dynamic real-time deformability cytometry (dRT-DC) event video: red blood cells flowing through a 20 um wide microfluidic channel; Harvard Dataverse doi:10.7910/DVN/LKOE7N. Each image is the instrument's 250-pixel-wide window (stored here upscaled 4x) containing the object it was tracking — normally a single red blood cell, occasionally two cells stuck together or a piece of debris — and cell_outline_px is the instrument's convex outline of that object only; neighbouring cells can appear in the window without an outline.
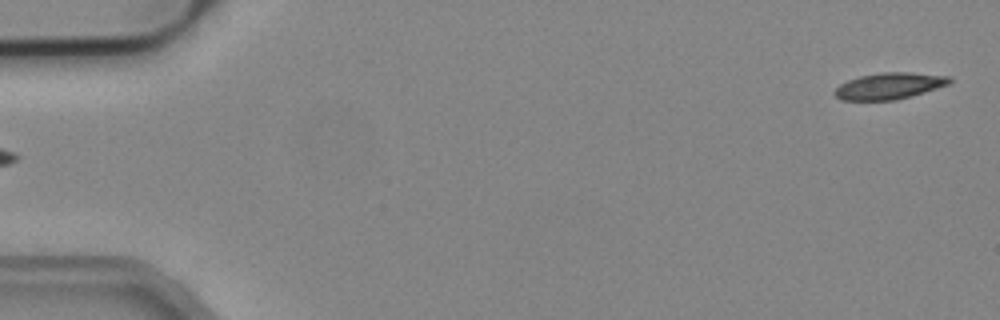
{"species": "common noctule bat (a hibernating species)", "species_latin": "Nyctalus noctula", "temperature_condition": "cold", "stored_images_in_passage": 6, "segment_of_instrument_passage": [2, 2], "camera_frame_rate_fps": 3000, "um_per_image_px": 0.085, "animal": {"sex": "male", "body_mass_g": 19.2, "forearm_length_mm": 51.8}, "frame": {"image": 1, "passage_image": 6, "time_ms": 1.667, "image_size_px": [1000, 320], "cell_outline_px": [[952, 80], [948, 84], [912, 96], [896, 100], [840, 100], [832, 92], [840, 84], [848, 80], [860, 76], [880, 72], [908, 72], [952, 76]], "centroid_in_image_um": [75.58, 7.3], "position_along_channel_um": 9.4, "area_um2": 17.74}}